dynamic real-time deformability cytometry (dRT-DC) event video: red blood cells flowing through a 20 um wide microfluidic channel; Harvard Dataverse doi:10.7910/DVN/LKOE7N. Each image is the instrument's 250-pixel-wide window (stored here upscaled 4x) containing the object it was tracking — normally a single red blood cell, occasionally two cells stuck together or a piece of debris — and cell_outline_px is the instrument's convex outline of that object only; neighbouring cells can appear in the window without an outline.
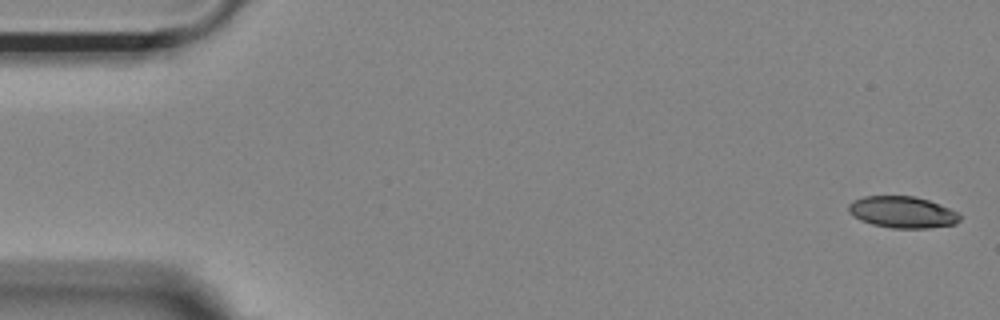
{"species": "Egyptian fruit bat (a non-hibernating species)", "species_latin": "Rousettus aegyptiacus", "temperature_condition": "room temperature", "stored_images_in_passage": 54, "camera_frame_rate_fps": 3000, "um_per_image_px": 0.085, "animal": {"sex": "female"}, "frame": {"image": 1, "passage_image": 1, "time_ms": 0.0, "image_size_px": [1000, 320], "cell_outline_px": [[960, 220], [956, 224], [928, 228], [892, 228], [872, 224], [860, 220], [852, 216], [848, 212], [848, 204], [864, 196], [916, 196], [928, 200], [948, 208], [956, 212], [960, 216]], "centroid_in_image_um": [76.68, 18.04], "position_along_channel_um": 8.3, "area_um2": 20.4}}
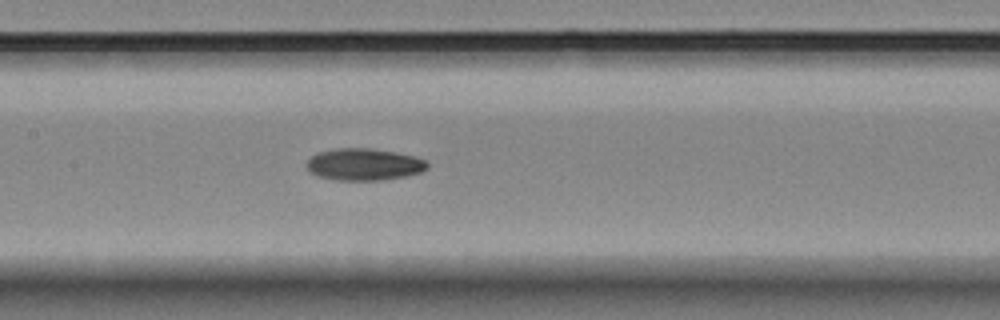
{"frame": {"image": 2, "passage_image": 25, "time_ms": 8.0, "image_size_px": [1000, 320], "cell_outline_px": [[428, 168], [420, 172], [404, 176], [380, 180], [340, 180], [320, 176], [312, 172], [308, 168], [308, 160], [312, 156], [320, 152], [336, 148], [372, 148], [396, 152], [416, 156], [424, 160], [428, 164]], "centroid_in_image_um": [30.99, 13.96], "position_along_channel_um": 176.4, "area_um2": 22.14}}
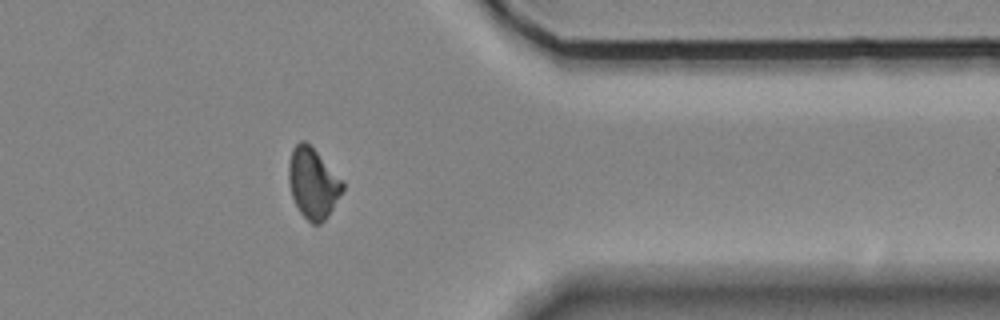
{"frame": {"image": 3, "passage_image": 43, "time_ms": 14.0, "image_size_px": [1000, 320], "cell_outline_px": [[344, 188], [332, 208], [324, 220], [320, 224], [312, 224], [300, 212], [292, 196], [288, 180], [288, 164], [292, 148], [300, 140], [304, 140], [316, 152], [344, 184]], "centroid_in_image_um": [26.56, 15.57], "position_along_channel_um": 384.8, "area_um2": 21.5}, "authors_computed_cell_mechanics": {"area_um2": 21.9062, "velocity_mm_per_s": 3.7022, "shape_relaxation_time_tau1_ms": 5.1951, "shape_relaxation_time_tau2_ms": null, "deformation_change_tau1": 0.1445, "deformation_change_tau2": null}}